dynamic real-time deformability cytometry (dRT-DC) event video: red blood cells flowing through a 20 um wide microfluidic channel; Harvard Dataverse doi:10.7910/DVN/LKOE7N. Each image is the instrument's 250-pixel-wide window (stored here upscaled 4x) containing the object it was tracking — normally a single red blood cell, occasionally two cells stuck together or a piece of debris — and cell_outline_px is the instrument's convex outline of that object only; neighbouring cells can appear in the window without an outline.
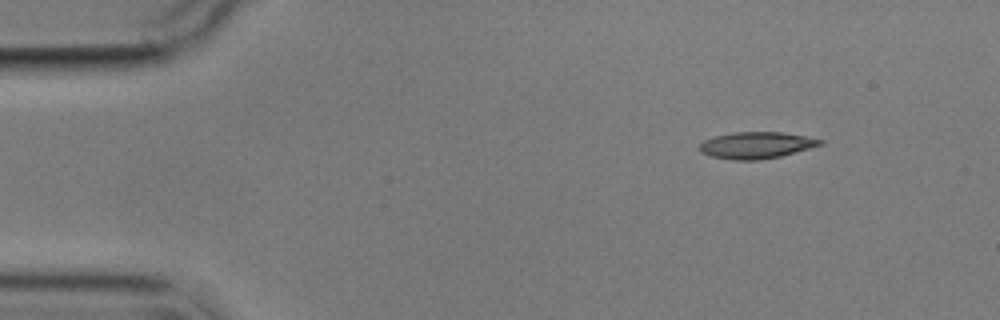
{"species": "common noctule bat (a hibernating species)", "species_latin": "Nyctalus noctula", "temperature_condition": "cold", "stored_images_in_passage": 3, "camera_frame_rate_fps": 3000, "um_per_image_px": 0.085, "animal": {"sex": "male", "body_mass_g": 17.9}, "frame": {"image": 1, "passage_image": 1, "time_ms": 0.0, "image_size_px": [1000, 320], "cell_outline_px": [[824, 144], [780, 156], [760, 160], [732, 160], [712, 156], [700, 152], [700, 144], [704, 140], [716, 136], [732, 132], [784, 132], [808, 136], [824, 140]], "centroid_in_image_um": [64.32, 12.33], "position_along_channel_um": 20.7, "area_um2": 18.73}}